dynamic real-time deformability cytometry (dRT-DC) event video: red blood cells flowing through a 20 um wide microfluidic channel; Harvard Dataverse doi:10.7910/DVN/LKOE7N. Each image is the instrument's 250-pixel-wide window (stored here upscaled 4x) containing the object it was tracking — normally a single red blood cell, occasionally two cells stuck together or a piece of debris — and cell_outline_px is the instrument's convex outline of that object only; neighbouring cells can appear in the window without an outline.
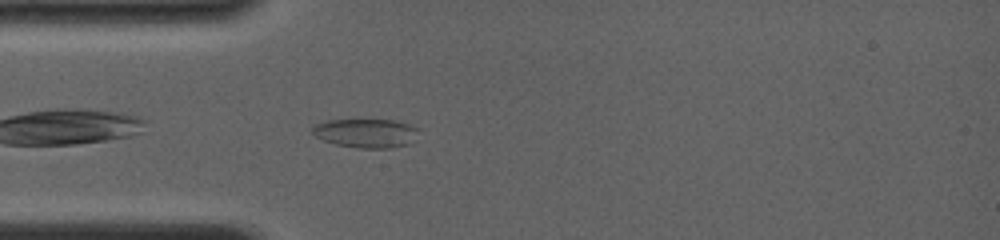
{"species": "common noctule bat (a hibernating species)", "species_latin": "Nyctalus noctula", "temperature_condition": "room temperature", "stored_images_in_passage": 25, "camera_frame_rate_fps": 4000, "um_per_image_px": 0.085, "animal": {"sex": "female", "body_mass_g": 19.0, "forearm_length_mm": 56.7}, "frame": {"image": 1, "passage_image": 3, "time_ms": 0.75, "image_size_px": [1000, 240], "cell_outline_px": [[416, 128], [408, 144], [388, 148], [360, 148], [336, 144], [324, 140], [316, 136], [312, 132], [312, 124], [328, 120], [392, 120], [408, 124]], "centroid_in_image_um": [30.99, 11.31], "position_along_channel_um": 54.0, "area_um2": 17.4}}
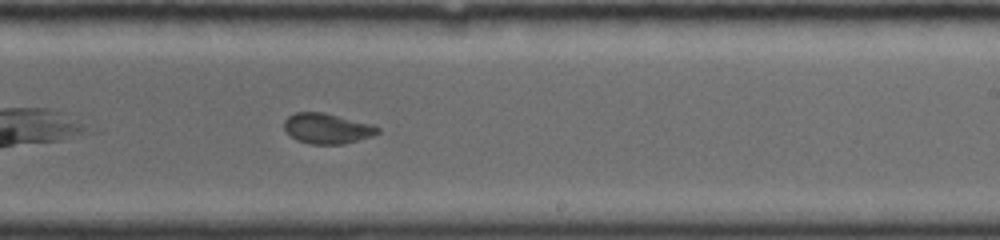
{"frame": {"image": 2, "passage_image": 15, "time_ms": 6.0, "image_size_px": [1000, 240], "cell_outline_px": [[380, 132], [372, 136], [344, 144], [308, 144], [296, 140], [284, 128], [284, 120], [288, 116], [296, 112], [324, 112], [376, 124], [380, 128]], "centroid_in_image_um": [27.85, 10.91], "position_along_channel_um": 261.2, "area_um2": 16.82}}
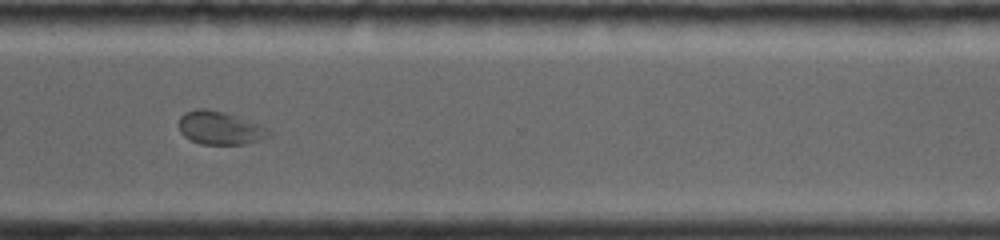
{"frame": {"image": 3, "passage_image": 20, "time_ms": 8.25, "image_size_px": [1000, 240], "cell_outline_px": [[272, 136], [260, 140], [244, 144], [200, 144], [184, 136], [180, 132], [180, 116], [184, 112], [196, 108], [204, 108], [224, 112], [260, 124], [268, 128], [272, 132]], "centroid_in_image_um": [18.72, 10.87], "position_along_channel_um": 351.9, "area_um2": 17.51}, "authors_computed_cell_mechanics": {"area_um2": 17.1088, "velocity_mm_per_s": 4.0161, "shape_relaxation_time_tau1_ms": 7.6672, "shape_relaxation_time_tau2_ms": 1.6305, "deformation_change_tau1": 0.138, "deformation_change_tau2": 0.0549}}